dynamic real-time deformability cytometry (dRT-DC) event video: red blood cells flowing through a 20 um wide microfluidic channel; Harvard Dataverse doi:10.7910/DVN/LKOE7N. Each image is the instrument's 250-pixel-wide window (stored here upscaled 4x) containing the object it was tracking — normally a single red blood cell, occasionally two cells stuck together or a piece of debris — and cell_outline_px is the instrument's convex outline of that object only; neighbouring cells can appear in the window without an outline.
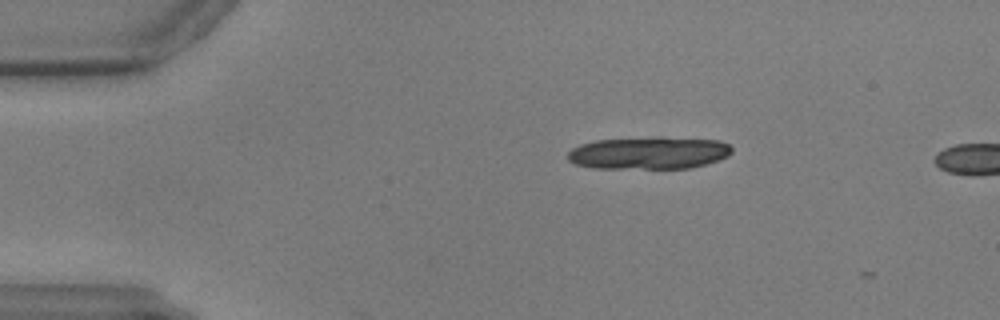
{"species": "common noctule bat (a hibernating species)", "species_latin": "Nyctalus noctula", "temperature_condition": "warm", "stored_images_in_passage": 4, "camera_frame_rate_fps": 3000, "um_per_image_px": 0.085, "animal": {"sex": "male", "body_mass_g": 17.9, "forearm_length_mm": 54.2}, "frame": {"image": 1, "passage_image": 2, "time_ms": 0.333, "image_size_px": [1000, 320], "cell_outline_px": [[732, 152], [728, 156], [692, 168], [592, 168], [572, 164], [568, 160], [568, 152], [572, 148], [580, 144], [596, 140], [656, 136], [664, 136], [720, 140], [728, 144], [732, 148]], "centroid_in_image_um": [55.13, 12.98], "position_along_channel_um": 29.9, "area_um2": 31.5}}